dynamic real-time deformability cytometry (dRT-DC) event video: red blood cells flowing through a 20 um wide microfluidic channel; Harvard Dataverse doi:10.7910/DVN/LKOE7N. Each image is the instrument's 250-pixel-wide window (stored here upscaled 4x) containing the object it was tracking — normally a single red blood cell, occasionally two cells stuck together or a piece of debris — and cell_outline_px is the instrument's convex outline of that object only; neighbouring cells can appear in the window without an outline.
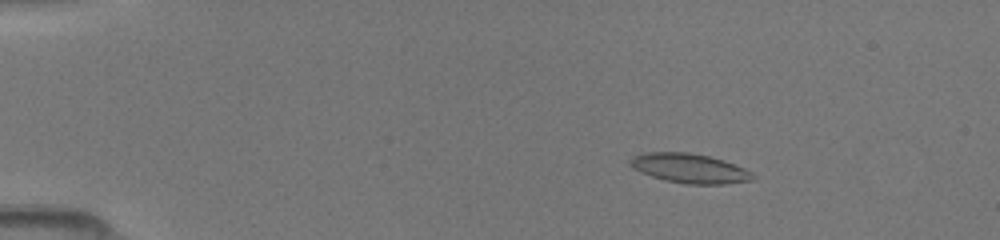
{"species": "common noctule bat (a hibernating species)", "species_latin": "Nyctalus noctula", "temperature_condition": "room temperature", "stored_images_in_passage": 50, "camera_frame_rate_fps": 3000, "um_per_image_px": 0.085, "animal": {"sex": "female", "body_mass_g": 19.5, "forearm_length_mm": 54.1}, "frame": {"image": 1, "passage_image": 8, "time_ms": 2.333, "image_size_px": [1000, 240], "cell_outline_px": [[756, 176], [752, 180], [724, 184], [684, 184], [664, 180], [640, 172], [632, 168], [628, 164], [628, 160], [636, 156], [648, 152], [688, 152], [708, 156], [744, 168], [752, 172]], "centroid_in_image_um": [58.59, 14.32], "position_along_channel_um": 26.4, "area_um2": 20.92}}
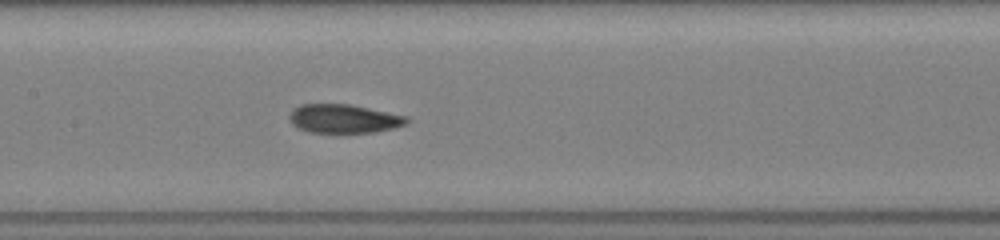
{"frame": {"image": 2, "passage_image": 25, "time_ms": 8.0, "image_size_px": [1000, 240], "cell_outline_px": [[408, 120], [404, 124], [392, 128], [376, 132], [340, 136], [308, 132], [292, 124], [288, 116], [300, 104], [348, 104], [408, 116]], "centroid_in_image_um": [29.2, 10.14], "position_along_channel_um": 178.2, "area_um2": 20.29}}
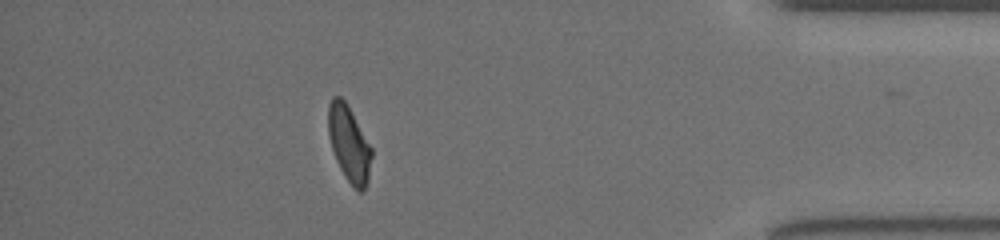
{"frame": {"image": 3, "passage_image": 44, "time_ms": 14.333, "image_size_px": [1000, 240], "cell_outline_px": [[372, 156], [368, 180], [364, 188], [360, 192], [352, 188], [340, 168], [336, 160], [328, 136], [328, 104], [332, 96], [340, 96], [348, 104], [372, 148]], "centroid_in_image_um": [29.66, 12.2], "position_along_channel_um": 405.5, "area_um2": 19.31}}